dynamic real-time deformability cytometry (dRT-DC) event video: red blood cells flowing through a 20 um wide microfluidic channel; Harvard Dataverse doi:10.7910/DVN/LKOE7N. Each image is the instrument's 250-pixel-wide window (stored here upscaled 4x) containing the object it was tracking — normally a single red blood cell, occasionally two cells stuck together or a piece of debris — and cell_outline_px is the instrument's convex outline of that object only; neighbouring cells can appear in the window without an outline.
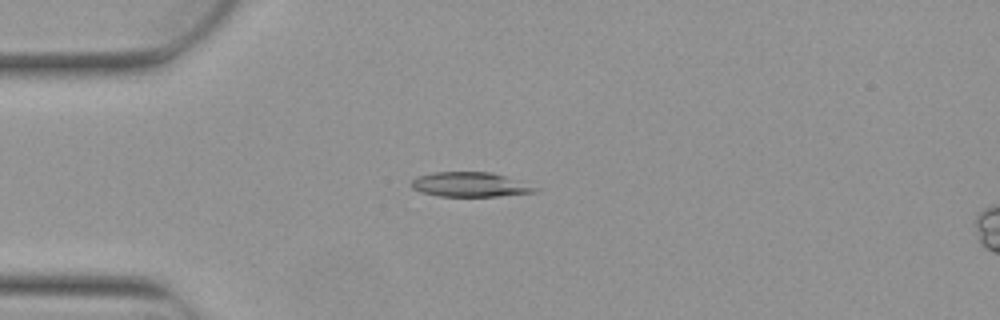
{"species": "Egyptian fruit bat (a non-hibernating species)", "species_latin": "Rousettus aegyptiacus", "temperature_condition": "warm", "stored_images_in_passage": 6, "camera_frame_rate_fps": 3000, "um_per_image_px": 0.085, "animal": {"sex": "female"}, "frame": {"image": 1, "passage_image": 4, "time_ms": 1.0, "image_size_px": [1000, 320], "cell_outline_px": [[540, 188], [536, 192], [496, 196], [440, 196], [420, 192], [412, 188], [412, 180], [416, 176], [432, 172], [492, 172]], "centroid_in_image_um": [39.92, 15.68], "position_along_channel_um": 45.1, "area_um2": 17.63}}
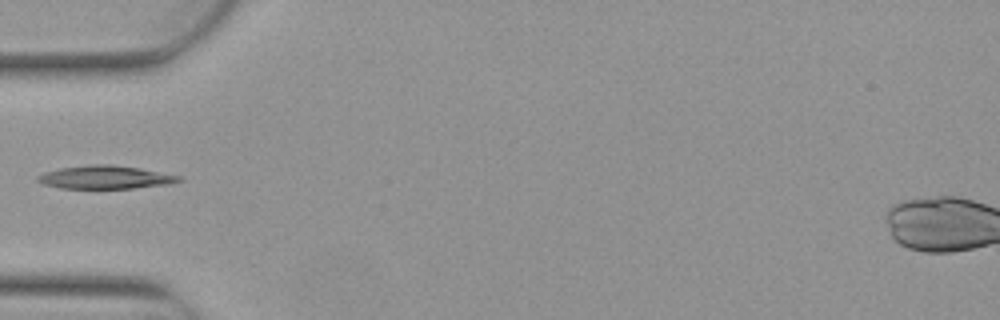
{"frame": {"image": 2, "passage_image": 5, "time_ms": 1.333, "image_size_px": [1000, 320], "cell_outline_px": [[184, 180], [168, 184], [136, 188], [60, 188], [44, 184], [36, 180], [36, 176], [44, 172], [60, 168], [92, 164], [112, 164], [140, 168], [180, 176]], "centroid_in_image_um": [8.94, 15.06], "position_along_channel_um": 76.1, "area_um2": 19.07}}
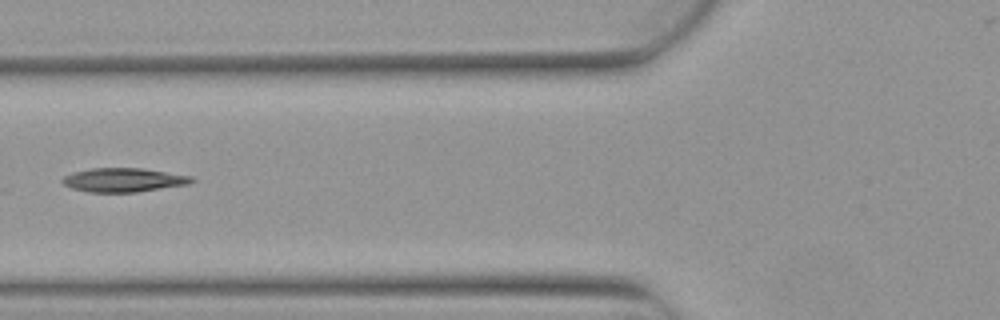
{"frame": {"image": 3, "passage_image": 6, "time_ms": 1.667, "image_size_px": [1000, 320], "cell_outline_px": [[196, 180], [188, 184], [136, 192], [88, 192], [72, 188], [64, 184], [60, 180], [64, 176], [72, 172], [92, 168], [144, 168], [192, 176]], "centroid_in_image_um": [10.5, 15.29], "position_along_channel_um": 115.3, "area_um2": 18.03}}